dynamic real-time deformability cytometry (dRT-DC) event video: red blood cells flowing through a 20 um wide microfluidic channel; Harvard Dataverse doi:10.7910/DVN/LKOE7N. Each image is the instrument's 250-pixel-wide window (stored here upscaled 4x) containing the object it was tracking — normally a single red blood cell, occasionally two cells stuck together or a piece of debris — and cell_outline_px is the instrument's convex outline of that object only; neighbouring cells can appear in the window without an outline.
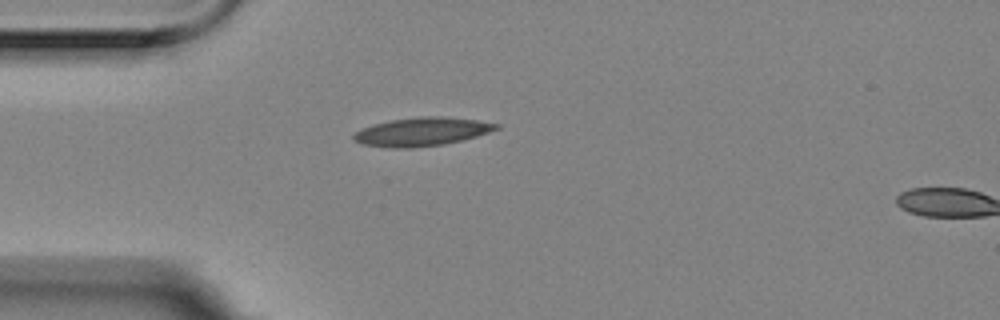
{"species": "Egyptian fruit bat (a non-hibernating species)", "species_latin": "Rousettus aegyptiacus", "temperature_condition": "room temperature", "stored_images_in_passage": 2, "camera_frame_rate_fps": 3000, "um_per_image_px": 0.085, "animal": {"sex": "female"}, "frame": {"image": 1, "passage_image": 1, "time_ms": 0.0, "image_size_px": [1000, 320], "cell_outline_px": [[500, 128], [464, 140], [444, 144], [412, 148], [392, 148], [364, 144], [356, 140], [352, 136], [356, 132], [372, 124], [392, 120], [420, 116], [444, 116], [476, 120], [500, 124]], "centroid_in_image_um": [35.9, 11.19], "position_along_channel_um": 49.1, "area_um2": 23.52}}